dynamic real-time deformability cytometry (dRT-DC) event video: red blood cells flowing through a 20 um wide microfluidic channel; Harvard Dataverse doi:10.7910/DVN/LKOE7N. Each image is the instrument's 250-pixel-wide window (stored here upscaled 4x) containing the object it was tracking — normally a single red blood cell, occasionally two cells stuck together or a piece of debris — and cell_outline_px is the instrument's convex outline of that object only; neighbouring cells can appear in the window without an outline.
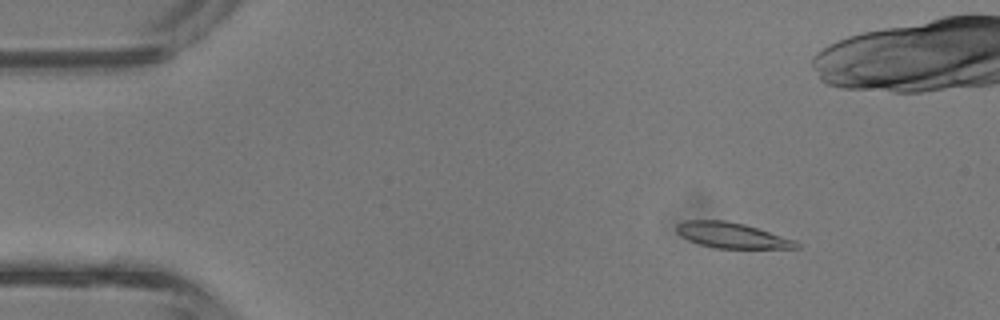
{"species": "common noctule bat (a hibernating species)", "species_latin": "Nyctalus noctula", "temperature_condition": "room temperature", "stored_images_in_passage": 44, "camera_frame_rate_fps": 3000, "um_per_image_px": 0.085, "animal": {"sex": "male", "body_mass_g": 13.3}, "frame": {"image": 1, "passage_image": 6, "time_ms": 1.667, "image_size_px": [1000, 320], "cell_outline_px": [[800, 248], [716, 248], [700, 244], [688, 240], [680, 236], [676, 232], [676, 224], [684, 220], [724, 220], [744, 224], [796, 240], [800, 244]], "centroid_in_image_um": [62.18, 20.0], "position_along_channel_um": 22.8, "area_um2": 17.8}}
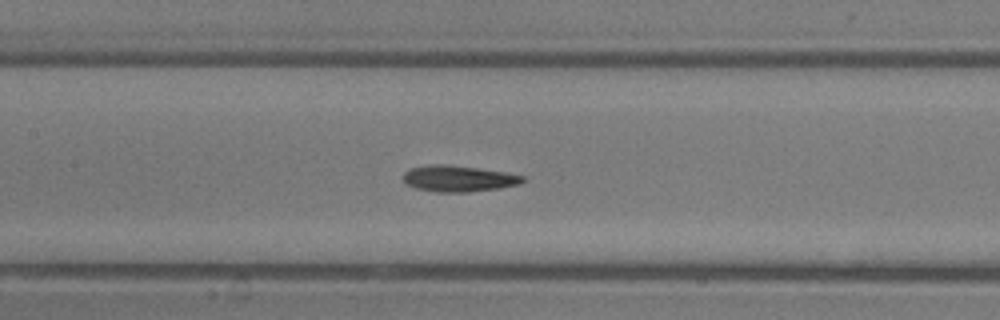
{"frame": {"image": 2, "passage_image": 20, "time_ms": 6.333, "image_size_px": [1000, 320], "cell_outline_px": [[528, 180], [520, 184], [496, 188], [468, 192], [436, 192], [416, 188], [408, 184], [404, 180], [404, 172], [408, 168], [428, 164], [448, 164], [504, 172], [524, 176]], "centroid_in_image_um": [38.96, 15.17], "position_along_channel_um": 168.4, "area_um2": 18.21}}
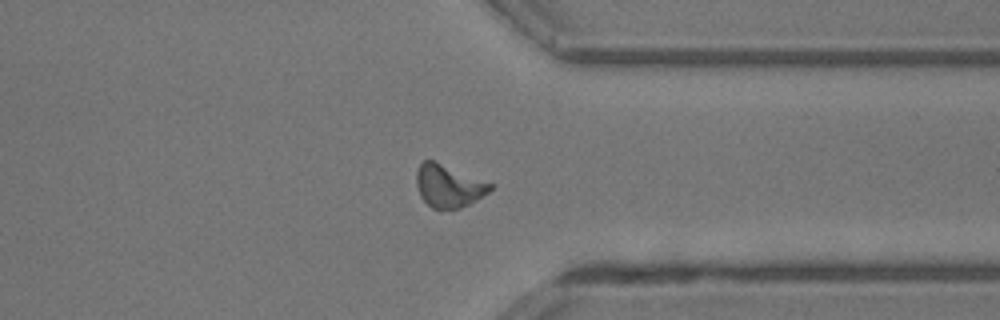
{"frame": {"image": 3, "passage_image": 33, "time_ms": 10.667, "image_size_px": [1000, 320], "cell_outline_px": [[492, 188], [488, 192], [476, 200], [460, 208], [432, 208], [420, 196], [416, 184], [416, 172], [420, 164], [424, 160], [432, 160], [492, 184]], "centroid_in_image_um": [38.09, 15.81], "position_along_channel_um": 373.3, "area_um2": 17.8}}